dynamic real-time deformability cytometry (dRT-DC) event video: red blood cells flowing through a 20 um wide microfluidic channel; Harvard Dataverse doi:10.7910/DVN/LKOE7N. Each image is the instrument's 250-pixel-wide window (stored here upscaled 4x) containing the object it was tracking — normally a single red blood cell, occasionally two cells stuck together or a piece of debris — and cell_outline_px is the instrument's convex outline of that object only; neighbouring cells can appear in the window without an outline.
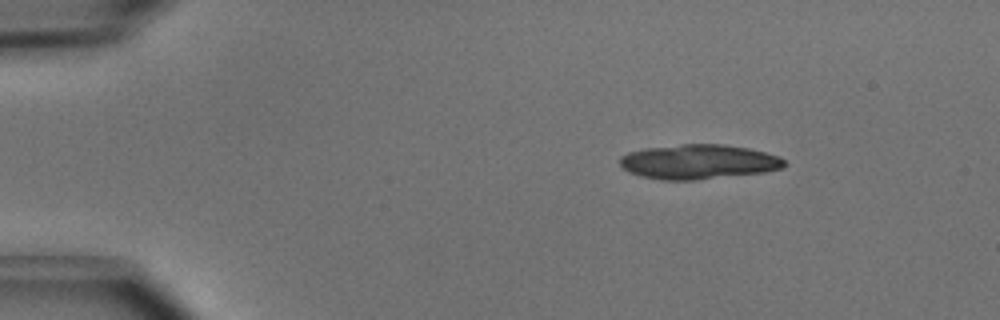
{"species": "common noctule bat (a hibernating species)", "species_latin": "Nyctalus noctula", "temperature_condition": "cold", "stored_images_in_passage": 5, "segment_of_instrument_passage": [1, 2], "camera_frame_rate_fps": 3000, "um_per_image_px": 0.085, "animal": {"sex": "male", "body_mass_g": 15.6}, "frame": {"image": 1, "passage_image": 2, "time_ms": 0.333, "image_size_px": [1000, 320], "cell_outline_px": [[788, 164], [784, 168], [764, 172], [696, 180], [664, 180], [644, 176], [628, 172], [620, 164], [620, 156], [628, 152], [644, 148], [684, 144], [724, 144], [748, 148], [780, 156]], "centroid_in_image_um": [59.4, 13.75], "position_along_channel_um": 25.6, "area_um2": 33.23}}